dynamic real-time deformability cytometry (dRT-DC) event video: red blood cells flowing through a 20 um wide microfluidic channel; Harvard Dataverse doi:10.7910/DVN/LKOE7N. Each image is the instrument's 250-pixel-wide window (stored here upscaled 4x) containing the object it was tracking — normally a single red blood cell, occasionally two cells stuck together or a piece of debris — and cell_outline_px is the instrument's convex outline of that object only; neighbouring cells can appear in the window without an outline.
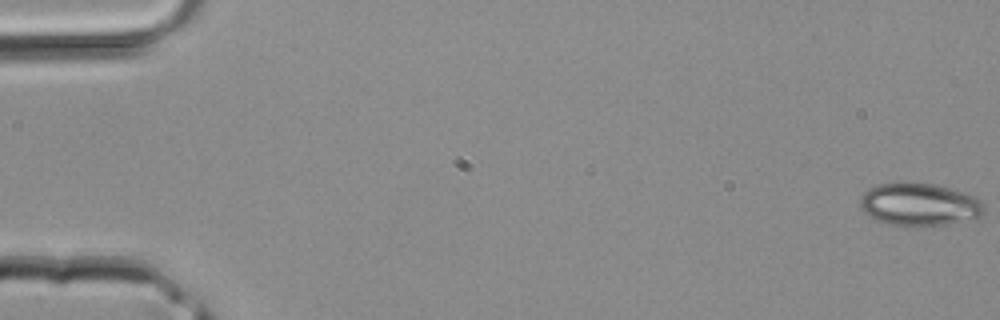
{"species": "common noctule bat (a hibernating species)", "species_latin": "Nyctalus noctula", "temperature_condition": "room temperature", "stored_images_in_passage": 43, "camera_frame_rate_fps": 3000, "um_per_image_px": 0.085, "animal": {"sex": "male", "body_mass_g": 20.4}, "frame": {"image": 1, "passage_image": 1, "time_ms": 0.0, "image_size_px": [1000, 320], "cell_outline_px": [[984, 212], [980, 216], [952, 224], [888, 224], [864, 212], [860, 208], [860, 196], [868, 188], [876, 184], [896, 180], [908, 180], [936, 184], [964, 192], [976, 196], [984, 204]], "centroid_in_image_um": [78.13, 17.3], "position_along_channel_um": 6.9, "area_um2": 31.15}}
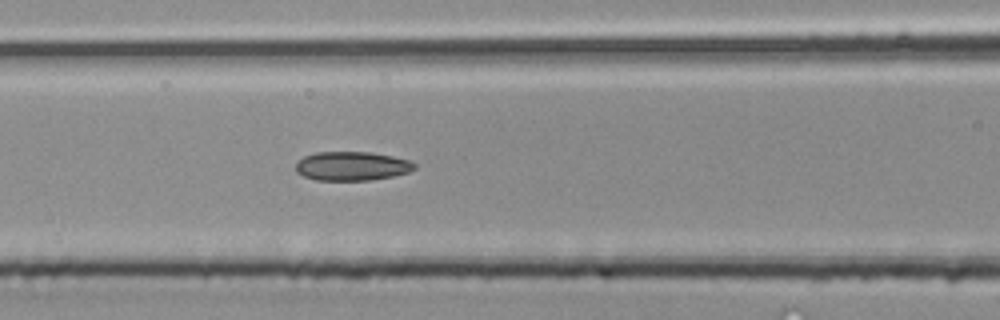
{"frame": {"image": 2, "passage_image": 19, "time_ms": 6.0, "image_size_px": [1000, 320], "cell_outline_px": [[416, 168], [408, 172], [392, 176], [372, 180], [316, 180], [304, 176], [296, 172], [296, 160], [304, 156], [316, 152], [372, 152], [412, 160], [416, 164]], "centroid_in_image_um": [29.91, 14.11], "position_along_channel_um": 136.7, "area_um2": 20.23}}
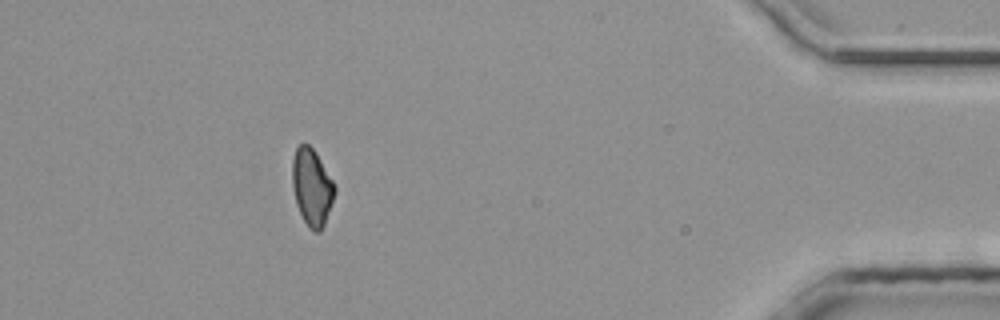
{"frame": {"image": 3, "passage_image": 39, "time_ms": 12.667, "image_size_px": [1000, 320], "cell_outline_px": [[336, 192], [324, 224], [320, 232], [312, 232], [308, 228], [296, 204], [292, 184], [292, 160], [296, 148], [300, 144], [308, 144], [316, 152], [332, 180], [336, 188]], "centroid_in_image_um": [26.5, 15.92], "position_along_channel_um": 408.7, "area_um2": 18.96}}